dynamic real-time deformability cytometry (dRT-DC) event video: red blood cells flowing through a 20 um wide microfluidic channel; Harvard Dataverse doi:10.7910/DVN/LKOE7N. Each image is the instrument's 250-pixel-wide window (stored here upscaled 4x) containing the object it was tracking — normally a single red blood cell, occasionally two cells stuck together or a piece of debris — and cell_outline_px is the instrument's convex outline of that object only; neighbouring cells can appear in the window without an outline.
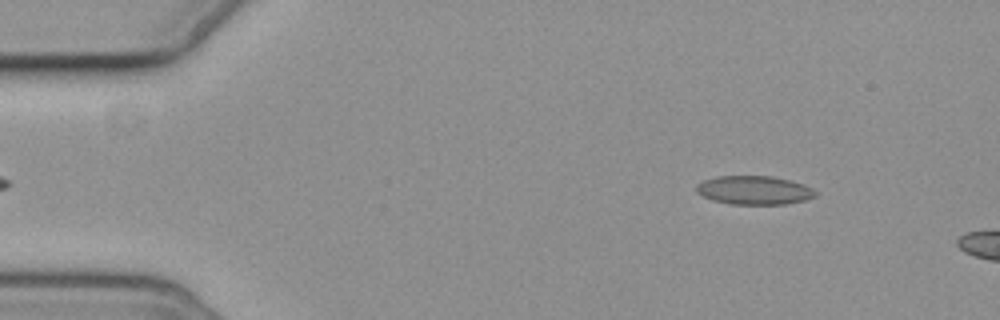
{"species": "common noctule bat (a hibernating species)", "species_latin": "Nyctalus noctula", "temperature_condition": "cold", "stored_images_in_passage": 3, "camera_frame_rate_fps": 3000, "um_per_image_px": 0.085, "animal": {"sex": "female", "body_mass_g": 19.3, "forearm_length_mm": 54.1}, "frame": {"image": 1, "passage_image": 1, "time_ms": 0.0, "image_size_px": [1000, 320], "cell_outline_px": [[816, 196], [804, 200], [784, 204], [732, 204], [712, 200], [696, 192], [696, 184], [704, 180], [716, 176], [772, 176], [804, 184], [812, 188], [816, 192]], "centroid_in_image_um": [64.09, 16.16], "position_along_channel_um": 20.9, "area_um2": 19.83}}